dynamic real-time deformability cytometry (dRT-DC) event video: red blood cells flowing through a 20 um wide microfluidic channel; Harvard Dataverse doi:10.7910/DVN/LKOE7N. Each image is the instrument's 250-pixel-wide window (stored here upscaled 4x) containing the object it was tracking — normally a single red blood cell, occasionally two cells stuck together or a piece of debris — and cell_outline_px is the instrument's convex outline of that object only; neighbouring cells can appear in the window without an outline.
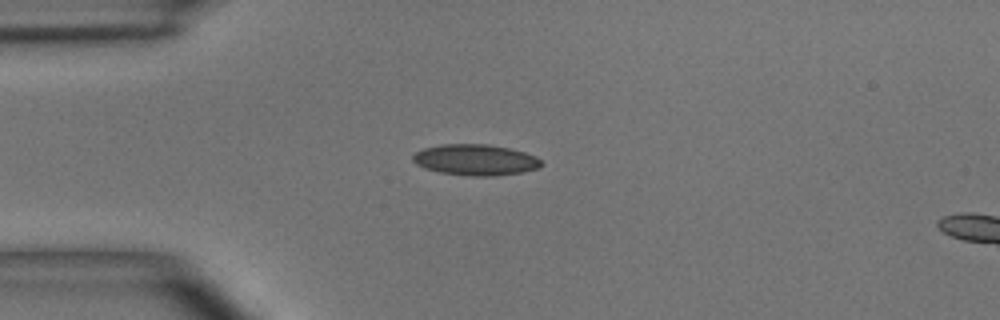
{"species": "common noctule bat (a hibernating species)", "species_latin": "Nyctalus noctula", "temperature_condition": "room temperature", "stored_images_in_passage": 3, "camera_frame_rate_fps": 3000, "um_per_image_px": 0.085, "animal": {"sex": "male", "body_mass_g": 15.6}, "frame": {"image": 1, "passage_image": 2, "time_ms": 2.0, "image_size_px": [1000, 320], "cell_outline_px": [[544, 164], [540, 168], [520, 172], [492, 176], [472, 176], [440, 172], [416, 164], [412, 160], [412, 156], [416, 152], [424, 148], [440, 144], [488, 144], [508, 148], [524, 152], [536, 156]], "centroid_in_image_um": [40.43, 13.58], "position_along_channel_um": 44.6, "area_um2": 23.06}}